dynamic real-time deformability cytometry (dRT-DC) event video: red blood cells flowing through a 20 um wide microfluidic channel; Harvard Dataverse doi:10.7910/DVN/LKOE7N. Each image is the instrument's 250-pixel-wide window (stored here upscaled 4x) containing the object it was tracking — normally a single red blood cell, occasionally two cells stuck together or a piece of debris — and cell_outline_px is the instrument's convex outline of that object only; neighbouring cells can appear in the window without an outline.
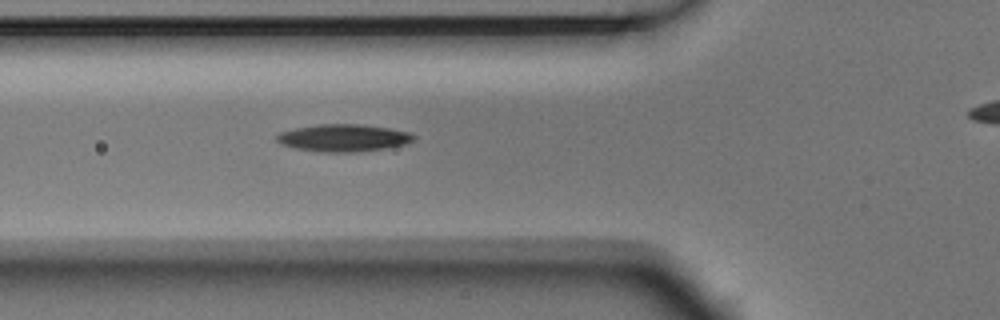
{"species": "Egyptian fruit bat (a non-hibernating species)", "species_latin": "Rousettus aegyptiacus", "temperature_condition": "room temperature", "stored_images_in_passage": 3, "segment_of_instrument_passage": [1, 2], "camera_frame_rate_fps": 3000, "um_per_image_px": 0.085, "animal": {"sex": "male"}, "frame": {"image": 1, "passage_image": 2, "time_ms": 0.333, "image_size_px": [1000, 320], "cell_outline_px": [[416, 136], [412, 140], [404, 144], [384, 148], [352, 152], [328, 152], [296, 148], [280, 144], [276, 140], [276, 136], [280, 132], [292, 128], [320, 124], [360, 124], [388, 128], [408, 132]], "centroid_in_image_um": [29.14, 11.71], "position_along_channel_um": 96.7, "area_um2": 21.5}}